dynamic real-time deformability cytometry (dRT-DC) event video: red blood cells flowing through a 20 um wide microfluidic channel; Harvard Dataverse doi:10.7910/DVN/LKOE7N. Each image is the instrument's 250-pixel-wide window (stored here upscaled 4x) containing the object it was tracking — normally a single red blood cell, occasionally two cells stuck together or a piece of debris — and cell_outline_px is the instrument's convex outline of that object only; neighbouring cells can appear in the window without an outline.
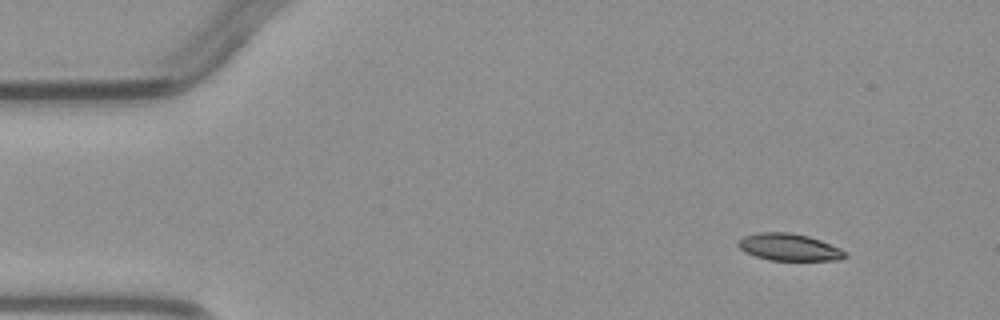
{"species": "common noctule bat (a hibernating species)", "species_latin": "Nyctalus noctula", "temperature_condition": "warm", "stored_images_in_passage": 3, "camera_frame_rate_fps": 3000, "um_per_image_px": 0.085, "animal": {"sex": "male", "body_mass_g": 23.1, "forearm_length_mm": 52.7}, "frame": {"image": 1, "passage_image": 1, "time_ms": 0.0, "image_size_px": [1000, 320], "cell_outline_px": [[848, 256], [840, 260], [768, 260], [744, 252], [736, 244], [736, 240], [744, 236], [760, 232], [788, 232], [808, 236], [820, 240], [840, 248], [848, 252]], "centroid_in_image_um": [67.07, 21.01], "position_along_channel_um": 17.9, "area_um2": 16.99}}